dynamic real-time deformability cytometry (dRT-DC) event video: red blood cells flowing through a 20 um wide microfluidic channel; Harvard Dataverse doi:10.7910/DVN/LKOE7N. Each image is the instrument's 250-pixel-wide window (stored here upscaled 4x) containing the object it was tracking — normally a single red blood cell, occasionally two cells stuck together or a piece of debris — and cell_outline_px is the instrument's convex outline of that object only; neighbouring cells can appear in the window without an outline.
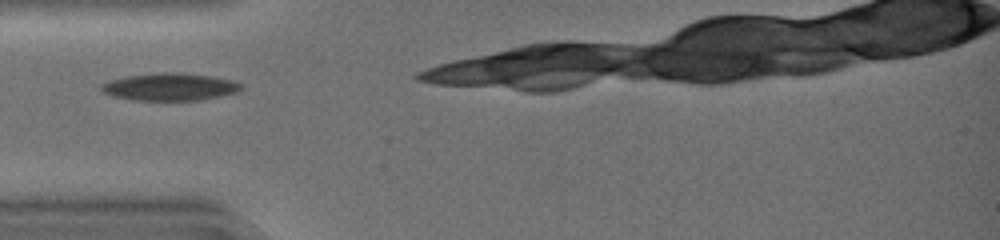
{"species": "common noctule bat (a hibernating species)", "species_latin": "Nyctalus noctula", "temperature_condition": "warm", "stored_images_in_passage": 12, "camera_frame_rate_fps": 3000, "um_per_image_px": 0.085, "animal": {"sex": "female", "body_mass_g": 19.0, "forearm_length_mm": 51.5}, "frame": {"image": 1, "passage_image": 1, "time_ms": 0.0, "image_size_px": [1000, 240], "cell_outline_px": [[240, 88], [236, 92], [220, 96], [200, 100], [136, 100], [112, 96], [100, 92], [100, 84], [108, 80], [124, 76], [160, 72], [180, 72], [208, 76], [232, 80], [240, 84]], "centroid_in_image_um": [14.33, 7.37], "position_along_channel_um": 70.7, "area_um2": 22.37}}